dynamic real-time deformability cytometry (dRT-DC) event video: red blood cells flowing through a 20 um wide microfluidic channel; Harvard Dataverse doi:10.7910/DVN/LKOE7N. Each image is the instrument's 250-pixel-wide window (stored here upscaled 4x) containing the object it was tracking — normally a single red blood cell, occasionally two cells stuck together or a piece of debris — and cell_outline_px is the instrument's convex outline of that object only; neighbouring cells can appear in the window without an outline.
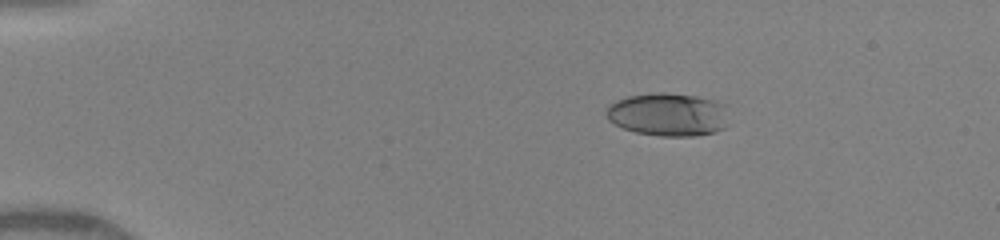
{"species": "human", "species_latin": "Homo sapiens", "temperature_condition": "warm", "stored_images_in_passage": 27, "camera_frame_rate_fps": 3000, "um_per_image_px": 0.085, "donor": {"sex": "female"}, "frame": {"image": 1, "passage_image": 3, "time_ms": 1.0, "image_size_px": [1000, 240], "cell_outline_px": [[724, 128], [716, 132], [696, 136], [660, 136], [636, 132], [624, 128], [608, 120], [604, 112], [608, 104], [616, 100], [628, 96], [660, 92], [664, 92], [696, 96], [716, 100], [724, 104]], "centroid_in_image_um": [56.73, 9.73], "position_along_channel_um": 28.3, "area_um2": 30.75}}
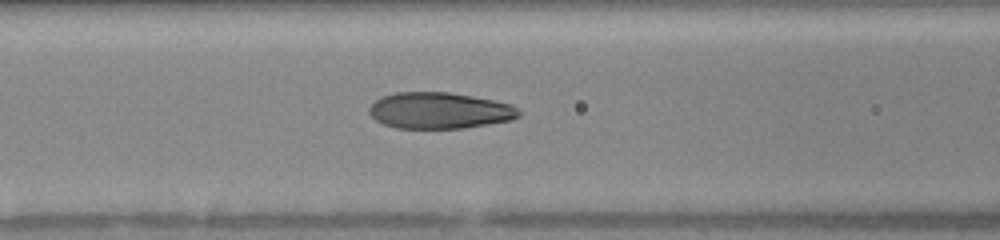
{"frame": {"image": 2, "passage_image": 14, "time_ms": 5.333, "image_size_px": [1000, 240], "cell_outline_px": [[520, 116], [512, 120], [464, 128], [396, 128], [384, 124], [376, 120], [368, 112], [368, 108], [380, 96], [396, 92], [448, 92], [472, 96], [512, 104], [520, 108]], "centroid_in_image_um": [37.36, 9.39], "position_along_channel_um": 129.2, "area_um2": 31.79}}
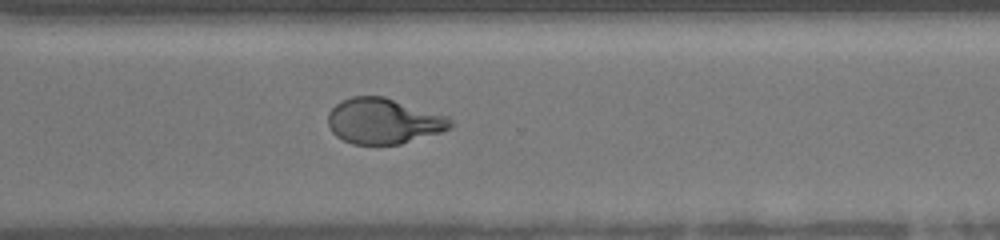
{"frame": {"image": 3, "passage_image": 27, "time_ms": 10.333, "image_size_px": [1000, 240], "cell_outline_px": [[456, 124], [452, 128], [440, 132], [400, 144], [352, 144], [336, 136], [332, 132], [328, 124], [328, 112], [340, 100], [352, 96], [384, 96], [448, 116]], "centroid_in_image_um": [32.61, 10.28], "position_along_channel_um": 338.0, "area_um2": 32.66}}